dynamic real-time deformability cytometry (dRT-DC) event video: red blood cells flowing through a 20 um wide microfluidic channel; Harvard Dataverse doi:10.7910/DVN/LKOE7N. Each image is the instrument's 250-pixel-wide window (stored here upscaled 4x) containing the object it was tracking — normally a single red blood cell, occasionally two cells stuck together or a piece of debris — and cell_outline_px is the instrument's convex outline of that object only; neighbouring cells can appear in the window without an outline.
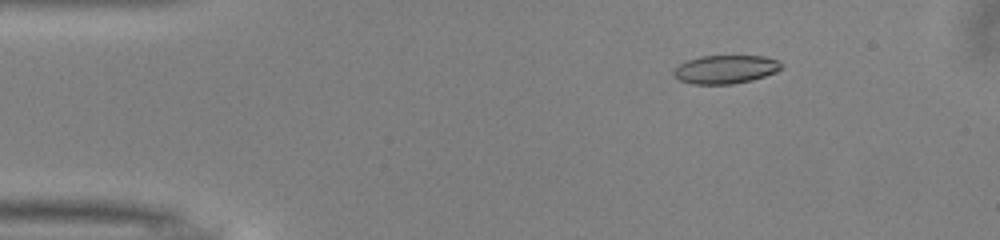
{"species": "common noctule bat (a hibernating species)", "species_latin": "Nyctalus noctula", "temperature_condition": "warm", "stored_images_in_passage": 38, "camera_frame_rate_fps": 3000, "um_per_image_px": 0.085, "animal": {"sex": "male", "body_mass_g": 13.0, "forearm_length_mm": 53.1}, "frame": {"image": 1, "passage_image": 4, "time_ms": 1.0, "image_size_px": [1000, 240], "cell_outline_px": [[784, 64], [776, 72], [752, 80], [732, 84], [692, 84], [680, 80], [672, 76], [672, 72], [680, 64], [688, 60], [700, 56], [764, 56], [776, 60]], "centroid_in_image_um": [61.65, 5.9], "position_along_channel_um": 23.3, "area_um2": 17.8}}
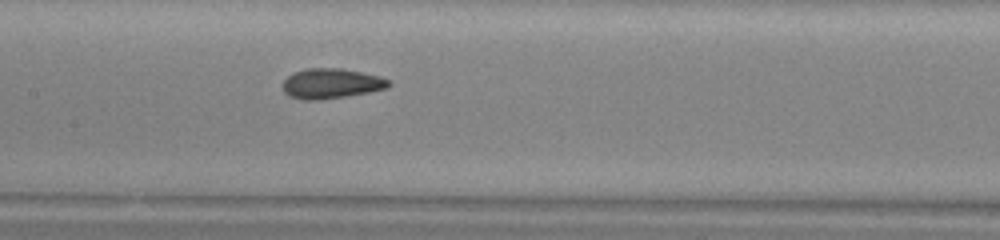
{"frame": {"image": 2, "passage_image": 21, "time_ms": 6.667, "image_size_px": [1000, 240], "cell_outline_px": [[392, 84], [384, 88], [368, 92], [320, 100], [304, 100], [288, 96], [284, 92], [280, 84], [292, 72], [308, 68], [340, 68], [380, 76], [388, 80]], "centroid_in_image_um": [28.08, 7.1], "position_along_channel_um": 179.3, "area_um2": 18.55}}
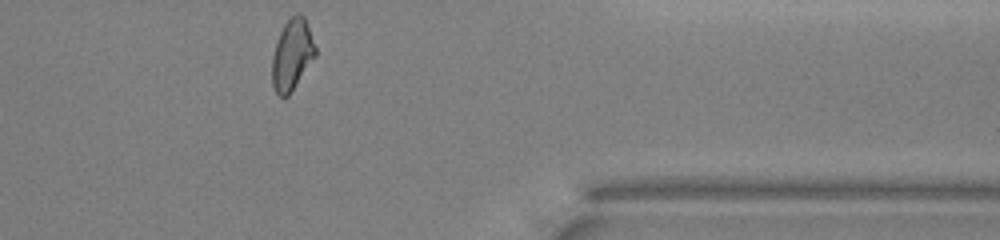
{"frame": {"image": 3, "passage_image": 38, "time_ms": 12.333, "image_size_px": [1000, 240], "cell_outline_px": [[316, 56], [288, 96], [280, 96], [276, 92], [272, 84], [272, 56], [276, 40], [284, 24], [296, 12], [300, 12], [304, 16], [316, 48]], "centroid_in_image_um": [24.82, 4.63], "position_along_channel_um": 386.6, "area_um2": 17.86}, "authors_computed_cell_mechanics": {"area_um2": 18.2937, "velocity_mm_per_s": 4.0193, "shape_relaxation_time_tau1_ms": null, "shape_relaxation_time_tau2_ms": 1.7176, "deformation_change_tau1": null, "deformation_change_tau2": 0.0796}}